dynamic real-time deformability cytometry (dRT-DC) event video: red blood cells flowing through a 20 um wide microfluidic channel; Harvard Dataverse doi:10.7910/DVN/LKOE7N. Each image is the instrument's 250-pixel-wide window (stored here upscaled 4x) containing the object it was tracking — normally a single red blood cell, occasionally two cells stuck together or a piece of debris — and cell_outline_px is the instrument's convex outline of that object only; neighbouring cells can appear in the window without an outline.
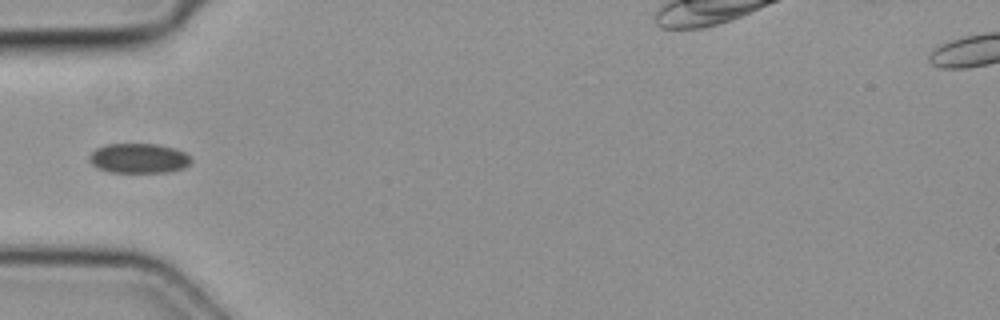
{"species": "common noctule bat (a hibernating species)", "species_latin": "Nyctalus noctula", "temperature_condition": "cold", "stored_images_in_passage": 9, "camera_frame_rate_fps": 3000, "um_per_image_px": 0.085, "animal": {"sex": "female", "body_mass_g": 19.3, "forearm_length_mm": 54.1}, "frame": {"image": 1, "passage_image": 6, "time_ms": 1.667, "image_size_px": [1000, 320], "cell_outline_px": [[192, 160], [184, 168], [168, 172], [108, 172], [92, 164], [88, 160], [88, 156], [96, 148], [104, 144], [160, 144], [176, 148], [184, 152]], "centroid_in_image_um": [11.78, 13.44], "position_along_channel_um": 73.2, "area_um2": 17.74}}